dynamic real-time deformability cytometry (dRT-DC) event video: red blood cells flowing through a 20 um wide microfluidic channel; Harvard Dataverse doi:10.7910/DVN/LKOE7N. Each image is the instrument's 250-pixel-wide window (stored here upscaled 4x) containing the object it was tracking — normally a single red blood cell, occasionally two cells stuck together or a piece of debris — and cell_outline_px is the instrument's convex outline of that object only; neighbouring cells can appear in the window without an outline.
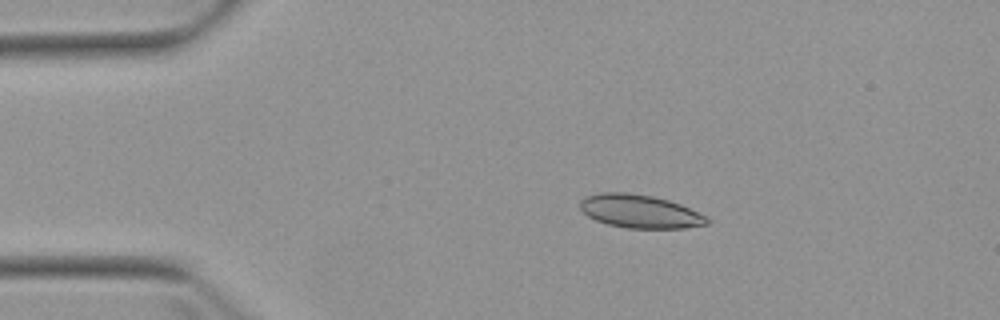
{"species": "Egyptian fruit bat (a non-hibernating species)", "species_latin": "Rousettus aegyptiacus", "temperature_condition": "warm", "stored_images_in_passage": 3, "camera_frame_rate_fps": 3000, "um_per_image_px": 0.085, "animal": {"sex": "female"}, "frame": {"image": 1, "passage_image": 2, "time_ms": 1.333, "image_size_px": [1000, 320], "cell_outline_px": [[712, 220], [708, 224], [684, 228], [628, 228], [608, 224], [596, 220], [588, 216], [580, 208], [580, 200], [584, 196], [600, 192], [628, 192], [652, 196], [668, 200], [680, 204], [708, 216]], "centroid_in_image_um": [54.41, 17.96], "position_along_channel_um": 30.6, "area_um2": 24.8}}